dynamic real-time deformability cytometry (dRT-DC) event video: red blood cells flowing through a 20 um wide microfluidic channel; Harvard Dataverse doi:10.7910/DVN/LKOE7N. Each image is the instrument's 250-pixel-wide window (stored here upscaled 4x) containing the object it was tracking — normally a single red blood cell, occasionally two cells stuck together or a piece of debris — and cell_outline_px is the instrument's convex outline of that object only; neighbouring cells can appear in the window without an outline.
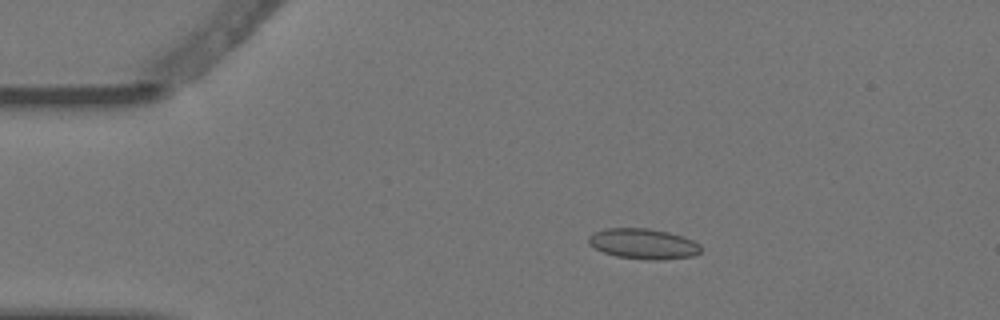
{"species": "Egyptian fruit bat (a non-hibernating species)", "species_latin": "Rousettus aegyptiacus", "temperature_condition": "warm", "stored_images_in_passage": 4, "camera_frame_rate_fps": 3000, "um_per_image_px": 0.085, "animal": {"sex": "female"}, "frame": {"image": 1, "passage_image": 2, "time_ms": 0.333, "image_size_px": [1000, 320], "cell_outline_px": [[700, 252], [692, 256], [660, 260], [648, 260], [616, 256], [604, 252], [588, 244], [588, 236], [592, 232], [604, 228], [648, 228], [668, 232], [684, 236], [700, 244]], "centroid_in_image_um": [54.66, 20.71], "position_along_channel_um": 30.3, "area_um2": 20.0}}
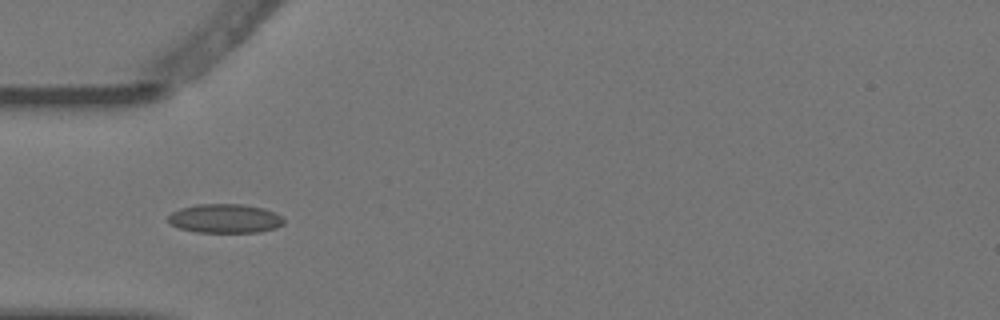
{"frame": {"image": 2, "passage_image": 4, "time_ms": 1.0, "image_size_px": [1000, 320], "cell_outline_px": [[284, 224], [276, 228], [260, 232], [196, 232], [180, 228], [172, 224], [168, 220], [168, 216], [172, 212], [180, 208], [196, 204], [240, 204], [264, 208], [280, 216], [284, 220]], "centroid_in_image_um": [19.12, 18.57], "position_along_channel_um": 65.9, "area_um2": 19.48}}